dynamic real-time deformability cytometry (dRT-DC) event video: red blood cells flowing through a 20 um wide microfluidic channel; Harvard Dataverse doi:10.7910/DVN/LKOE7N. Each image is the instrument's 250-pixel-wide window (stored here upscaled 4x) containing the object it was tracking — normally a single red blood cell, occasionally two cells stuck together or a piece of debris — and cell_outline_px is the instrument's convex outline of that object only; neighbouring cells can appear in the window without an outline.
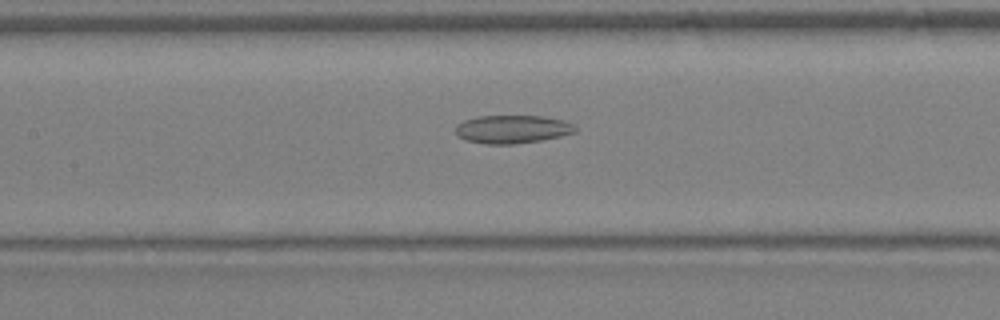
{"species": "Egyptian fruit bat (a non-hibernating species)", "species_latin": "Rousettus aegyptiacus", "temperature_condition": "warm", "stored_images_in_passage": 23, "camera_frame_rate_fps": 3000, "um_per_image_px": 0.085, "animal": {"sex": "female"}, "frame": {"image": 1, "passage_image": 7, "time_ms": 2.0, "image_size_px": [1000, 320], "cell_outline_px": [[576, 132], [560, 136], [540, 140], [512, 144], [484, 144], [464, 140], [456, 136], [456, 124], [464, 120], [476, 116], [544, 116], [564, 120], [572, 124], [576, 128]], "centroid_in_image_um": [43.5, 10.98], "position_along_channel_um": 163.9, "area_um2": 19.77}}
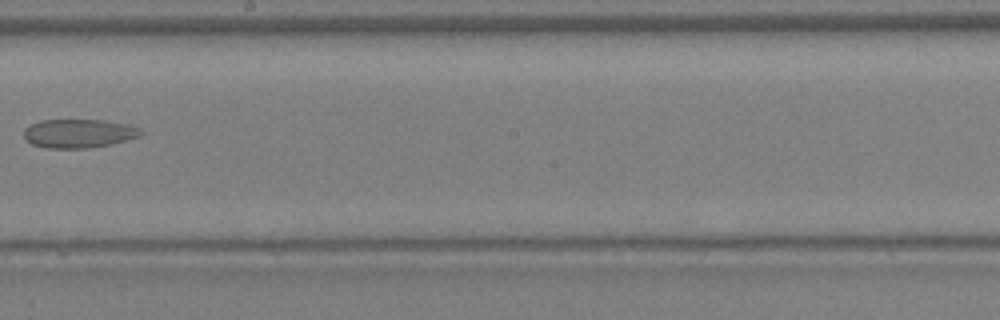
{"frame": {"image": 2, "passage_image": 11, "time_ms": 3.333, "image_size_px": [1000, 320], "cell_outline_px": [[144, 132], [140, 136], [128, 140], [112, 144], [88, 148], [48, 148], [32, 144], [24, 140], [24, 128], [40, 120], [104, 120], [128, 124], [140, 128]], "centroid_in_image_um": [6.71, 11.34], "position_along_channel_um": 241.5, "area_um2": 19.77}}
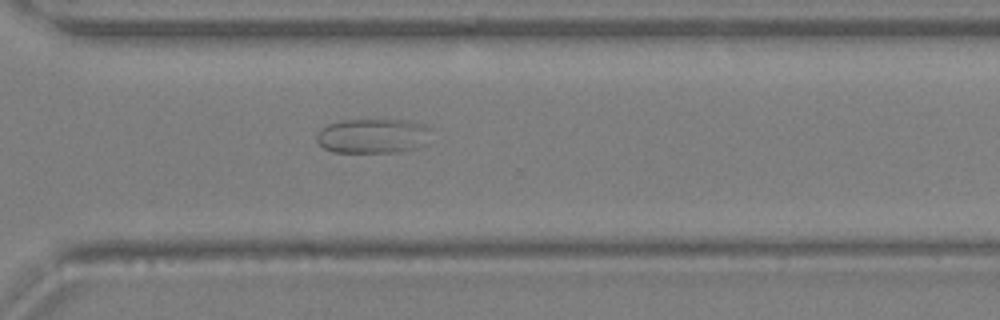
{"frame": {"image": 3, "passage_image": 16, "time_ms": 5.0, "image_size_px": [1000, 320], "cell_outline_px": [[432, 128], [428, 144], [416, 148], [396, 152], [332, 152], [324, 148], [316, 140], [316, 136], [320, 128], [336, 120], [408, 120], [428, 124]], "centroid_in_image_um": [31.75, 11.54], "position_along_channel_um": 338.9, "area_um2": 23.7}}